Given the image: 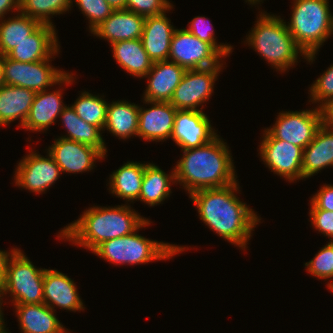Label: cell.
Instances as JSON below:
<instances>
[{
    "instance_id": "obj_2",
    "label": "cell",
    "mask_w": 333,
    "mask_h": 333,
    "mask_svg": "<svg viewBox=\"0 0 333 333\" xmlns=\"http://www.w3.org/2000/svg\"><path fill=\"white\" fill-rule=\"evenodd\" d=\"M227 143L218 135L209 143L183 151L175 168L176 183L188 194L211 188L229 186L238 180Z\"/></svg>"
},
{
    "instance_id": "obj_19",
    "label": "cell",
    "mask_w": 333,
    "mask_h": 333,
    "mask_svg": "<svg viewBox=\"0 0 333 333\" xmlns=\"http://www.w3.org/2000/svg\"><path fill=\"white\" fill-rule=\"evenodd\" d=\"M43 289L44 304L54 311L56 306L73 312L84 311L85 307L74 281L64 273L55 269H45Z\"/></svg>"
},
{
    "instance_id": "obj_6",
    "label": "cell",
    "mask_w": 333,
    "mask_h": 333,
    "mask_svg": "<svg viewBox=\"0 0 333 333\" xmlns=\"http://www.w3.org/2000/svg\"><path fill=\"white\" fill-rule=\"evenodd\" d=\"M150 225L147 220L133 233L107 240L100 244L93 253L115 264H146L155 260H167L186 250L185 246L150 240L137 234L140 228Z\"/></svg>"
},
{
    "instance_id": "obj_23",
    "label": "cell",
    "mask_w": 333,
    "mask_h": 333,
    "mask_svg": "<svg viewBox=\"0 0 333 333\" xmlns=\"http://www.w3.org/2000/svg\"><path fill=\"white\" fill-rule=\"evenodd\" d=\"M22 333H69L55 311L44 303L13 304Z\"/></svg>"
},
{
    "instance_id": "obj_49",
    "label": "cell",
    "mask_w": 333,
    "mask_h": 333,
    "mask_svg": "<svg viewBox=\"0 0 333 333\" xmlns=\"http://www.w3.org/2000/svg\"><path fill=\"white\" fill-rule=\"evenodd\" d=\"M2 333H9L6 329Z\"/></svg>"
},
{
    "instance_id": "obj_48",
    "label": "cell",
    "mask_w": 333,
    "mask_h": 333,
    "mask_svg": "<svg viewBox=\"0 0 333 333\" xmlns=\"http://www.w3.org/2000/svg\"><path fill=\"white\" fill-rule=\"evenodd\" d=\"M327 287H328V289H330V290L332 291V293H333V280L330 281V282H328Z\"/></svg>"
},
{
    "instance_id": "obj_20",
    "label": "cell",
    "mask_w": 333,
    "mask_h": 333,
    "mask_svg": "<svg viewBox=\"0 0 333 333\" xmlns=\"http://www.w3.org/2000/svg\"><path fill=\"white\" fill-rule=\"evenodd\" d=\"M145 17L128 10H114L91 34L101 37L112 45L118 41L140 39Z\"/></svg>"
},
{
    "instance_id": "obj_27",
    "label": "cell",
    "mask_w": 333,
    "mask_h": 333,
    "mask_svg": "<svg viewBox=\"0 0 333 333\" xmlns=\"http://www.w3.org/2000/svg\"><path fill=\"white\" fill-rule=\"evenodd\" d=\"M139 119V106L126 100L108 103L104 131L119 137L128 139L137 136Z\"/></svg>"
},
{
    "instance_id": "obj_30",
    "label": "cell",
    "mask_w": 333,
    "mask_h": 333,
    "mask_svg": "<svg viewBox=\"0 0 333 333\" xmlns=\"http://www.w3.org/2000/svg\"><path fill=\"white\" fill-rule=\"evenodd\" d=\"M59 116L68 133V135L61 136L62 138L90 145L98 149L104 156L107 155L105 140H103L100 128L85 122L76 114L72 106H66Z\"/></svg>"
},
{
    "instance_id": "obj_9",
    "label": "cell",
    "mask_w": 333,
    "mask_h": 333,
    "mask_svg": "<svg viewBox=\"0 0 333 333\" xmlns=\"http://www.w3.org/2000/svg\"><path fill=\"white\" fill-rule=\"evenodd\" d=\"M323 124L322 109L283 111L272 128L265 129L273 138L288 141L304 149Z\"/></svg>"
},
{
    "instance_id": "obj_4",
    "label": "cell",
    "mask_w": 333,
    "mask_h": 333,
    "mask_svg": "<svg viewBox=\"0 0 333 333\" xmlns=\"http://www.w3.org/2000/svg\"><path fill=\"white\" fill-rule=\"evenodd\" d=\"M258 16L254 28L245 39L259 56L281 72L294 66L300 54L306 59L307 55L296 44L286 22L280 16L266 12H261Z\"/></svg>"
},
{
    "instance_id": "obj_41",
    "label": "cell",
    "mask_w": 333,
    "mask_h": 333,
    "mask_svg": "<svg viewBox=\"0 0 333 333\" xmlns=\"http://www.w3.org/2000/svg\"><path fill=\"white\" fill-rule=\"evenodd\" d=\"M12 10V11H11ZM20 12V0H0V20L4 19L8 12Z\"/></svg>"
},
{
    "instance_id": "obj_29",
    "label": "cell",
    "mask_w": 333,
    "mask_h": 333,
    "mask_svg": "<svg viewBox=\"0 0 333 333\" xmlns=\"http://www.w3.org/2000/svg\"><path fill=\"white\" fill-rule=\"evenodd\" d=\"M171 182L176 183L175 169L170 174H166L157 165L146 163L138 201L148 206L161 204L172 193Z\"/></svg>"
},
{
    "instance_id": "obj_18",
    "label": "cell",
    "mask_w": 333,
    "mask_h": 333,
    "mask_svg": "<svg viewBox=\"0 0 333 333\" xmlns=\"http://www.w3.org/2000/svg\"><path fill=\"white\" fill-rule=\"evenodd\" d=\"M185 71L184 67L169 60L154 62L150 71L144 76L148 78V85L143 100L170 102Z\"/></svg>"
},
{
    "instance_id": "obj_36",
    "label": "cell",
    "mask_w": 333,
    "mask_h": 333,
    "mask_svg": "<svg viewBox=\"0 0 333 333\" xmlns=\"http://www.w3.org/2000/svg\"><path fill=\"white\" fill-rule=\"evenodd\" d=\"M309 92L311 97L309 102L315 104L318 102L319 106L316 107L320 109L333 100V64L314 81Z\"/></svg>"
},
{
    "instance_id": "obj_13",
    "label": "cell",
    "mask_w": 333,
    "mask_h": 333,
    "mask_svg": "<svg viewBox=\"0 0 333 333\" xmlns=\"http://www.w3.org/2000/svg\"><path fill=\"white\" fill-rule=\"evenodd\" d=\"M47 154L45 158L36 151H29L15 168V185L38 194L45 193L62 174L52 156Z\"/></svg>"
},
{
    "instance_id": "obj_42",
    "label": "cell",
    "mask_w": 333,
    "mask_h": 333,
    "mask_svg": "<svg viewBox=\"0 0 333 333\" xmlns=\"http://www.w3.org/2000/svg\"><path fill=\"white\" fill-rule=\"evenodd\" d=\"M17 248L11 249V252L0 250V282L4 283L6 277V265L9 257Z\"/></svg>"
},
{
    "instance_id": "obj_43",
    "label": "cell",
    "mask_w": 333,
    "mask_h": 333,
    "mask_svg": "<svg viewBox=\"0 0 333 333\" xmlns=\"http://www.w3.org/2000/svg\"><path fill=\"white\" fill-rule=\"evenodd\" d=\"M323 123L333 130V100L327 103L323 108Z\"/></svg>"
},
{
    "instance_id": "obj_8",
    "label": "cell",
    "mask_w": 333,
    "mask_h": 333,
    "mask_svg": "<svg viewBox=\"0 0 333 333\" xmlns=\"http://www.w3.org/2000/svg\"><path fill=\"white\" fill-rule=\"evenodd\" d=\"M51 58L37 62H18L2 56L4 85L23 87L38 93L55 84H71L73 73L63 72L50 65Z\"/></svg>"
},
{
    "instance_id": "obj_15",
    "label": "cell",
    "mask_w": 333,
    "mask_h": 333,
    "mask_svg": "<svg viewBox=\"0 0 333 333\" xmlns=\"http://www.w3.org/2000/svg\"><path fill=\"white\" fill-rule=\"evenodd\" d=\"M47 152L64 173L75 174L91 171L96 160L105 159V156L98 149L62 137L55 139Z\"/></svg>"
},
{
    "instance_id": "obj_12",
    "label": "cell",
    "mask_w": 333,
    "mask_h": 333,
    "mask_svg": "<svg viewBox=\"0 0 333 333\" xmlns=\"http://www.w3.org/2000/svg\"><path fill=\"white\" fill-rule=\"evenodd\" d=\"M262 138L260 158L271 172L290 183L301 180L303 149L288 141L273 138L266 130Z\"/></svg>"
},
{
    "instance_id": "obj_40",
    "label": "cell",
    "mask_w": 333,
    "mask_h": 333,
    "mask_svg": "<svg viewBox=\"0 0 333 333\" xmlns=\"http://www.w3.org/2000/svg\"><path fill=\"white\" fill-rule=\"evenodd\" d=\"M310 209H323L333 211V185H325L313 195Z\"/></svg>"
},
{
    "instance_id": "obj_45",
    "label": "cell",
    "mask_w": 333,
    "mask_h": 333,
    "mask_svg": "<svg viewBox=\"0 0 333 333\" xmlns=\"http://www.w3.org/2000/svg\"><path fill=\"white\" fill-rule=\"evenodd\" d=\"M106 2L114 9V10H123L125 9L126 0H106Z\"/></svg>"
},
{
    "instance_id": "obj_16",
    "label": "cell",
    "mask_w": 333,
    "mask_h": 333,
    "mask_svg": "<svg viewBox=\"0 0 333 333\" xmlns=\"http://www.w3.org/2000/svg\"><path fill=\"white\" fill-rule=\"evenodd\" d=\"M143 103L151 104V107L145 109L139 106L137 136L149 142L172 138L177 109L170 102L144 100Z\"/></svg>"
},
{
    "instance_id": "obj_5",
    "label": "cell",
    "mask_w": 333,
    "mask_h": 333,
    "mask_svg": "<svg viewBox=\"0 0 333 333\" xmlns=\"http://www.w3.org/2000/svg\"><path fill=\"white\" fill-rule=\"evenodd\" d=\"M293 10L287 28L296 44L315 61L318 49L333 34V14L329 0H293Z\"/></svg>"
},
{
    "instance_id": "obj_3",
    "label": "cell",
    "mask_w": 333,
    "mask_h": 333,
    "mask_svg": "<svg viewBox=\"0 0 333 333\" xmlns=\"http://www.w3.org/2000/svg\"><path fill=\"white\" fill-rule=\"evenodd\" d=\"M131 208L126 204L90 207L75 222L64 227L58 237L93 252L107 240L135 232L147 220Z\"/></svg>"
},
{
    "instance_id": "obj_47",
    "label": "cell",
    "mask_w": 333,
    "mask_h": 333,
    "mask_svg": "<svg viewBox=\"0 0 333 333\" xmlns=\"http://www.w3.org/2000/svg\"><path fill=\"white\" fill-rule=\"evenodd\" d=\"M246 2H248L250 5H256V4H260V2H263L262 0H246Z\"/></svg>"
},
{
    "instance_id": "obj_46",
    "label": "cell",
    "mask_w": 333,
    "mask_h": 333,
    "mask_svg": "<svg viewBox=\"0 0 333 333\" xmlns=\"http://www.w3.org/2000/svg\"><path fill=\"white\" fill-rule=\"evenodd\" d=\"M4 85L3 72H2V56H0V87Z\"/></svg>"
},
{
    "instance_id": "obj_38",
    "label": "cell",
    "mask_w": 333,
    "mask_h": 333,
    "mask_svg": "<svg viewBox=\"0 0 333 333\" xmlns=\"http://www.w3.org/2000/svg\"><path fill=\"white\" fill-rule=\"evenodd\" d=\"M173 9L169 0H126L125 10L143 17L160 15Z\"/></svg>"
},
{
    "instance_id": "obj_24",
    "label": "cell",
    "mask_w": 333,
    "mask_h": 333,
    "mask_svg": "<svg viewBox=\"0 0 333 333\" xmlns=\"http://www.w3.org/2000/svg\"><path fill=\"white\" fill-rule=\"evenodd\" d=\"M329 166L333 167V130L323 123L303 149L302 180Z\"/></svg>"
},
{
    "instance_id": "obj_31",
    "label": "cell",
    "mask_w": 333,
    "mask_h": 333,
    "mask_svg": "<svg viewBox=\"0 0 333 333\" xmlns=\"http://www.w3.org/2000/svg\"><path fill=\"white\" fill-rule=\"evenodd\" d=\"M17 14L0 21V56H6L42 25L40 21L28 15L21 12Z\"/></svg>"
},
{
    "instance_id": "obj_26",
    "label": "cell",
    "mask_w": 333,
    "mask_h": 333,
    "mask_svg": "<svg viewBox=\"0 0 333 333\" xmlns=\"http://www.w3.org/2000/svg\"><path fill=\"white\" fill-rule=\"evenodd\" d=\"M111 47L114 59L130 76L144 78L152 68L154 62L143 48L141 39L118 41Z\"/></svg>"
},
{
    "instance_id": "obj_32",
    "label": "cell",
    "mask_w": 333,
    "mask_h": 333,
    "mask_svg": "<svg viewBox=\"0 0 333 333\" xmlns=\"http://www.w3.org/2000/svg\"><path fill=\"white\" fill-rule=\"evenodd\" d=\"M99 95L82 92L72 107L76 114L85 122L100 128L102 131L106 122L108 103Z\"/></svg>"
},
{
    "instance_id": "obj_10",
    "label": "cell",
    "mask_w": 333,
    "mask_h": 333,
    "mask_svg": "<svg viewBox=\"0 0 333 333\" xmlns=\"http://www.w3.org/2000/svg\"><path fill=\"white\" fill-rule=\"evenodd\" d=\"M223 68L217 65L209 68L186 70L180 84L176 87L170 103L177 110H203V103L209 101L214 84ZM198 107V108H197Z\"/></svg>"
},
{
    "instance_id": "obj_22",
    "label": "cell",
    "mask_w": 333,
    "mask_h": 333,
    "mask_svg": "<svg viewBox=\"0 0 333 333\" xmlns=\"http://www.w3.org/2000/svg\"><path fill=\"white\" fill-rule=\"evenodd\" d=\"M49 89L35 94L27 119L22 126L26 130L42 132L55 124V120L67 106L62 101V90L48 92Z\"/></svg>"
},
{
    "instance_id": "obj_11",
    "label": "cell",
    "mask_w": 333,
    "mask_h": 333,
    "mask_svg": "<svg viewBox=\"0 0 333 333\" xmlns=\"http://www.w3.org/2000/svg\"><path fill=\"white\" fill-rule=\"evenodd\" d=\"M222 55L209 43L200 40L184 29H176L168 60L186 70L223 65Z\"/></svg>"
},
{
    "instance_id": "obj_39",
    "label": "cell",
    "mask_w": 333,
    "mask_h": 333,
    "mask_svg": "<svg viewBox=\"0 0 333 333\" xmlns=\"http://www.w3.org/2000/svg\"><path fill=\"white\" fill-rule=\"evenodd\" d=\"M311 225L333 241V211L323 209H310ZM331 237V238H330Z\"/></svg>"
},
{
    "instance_id": "obj_44",
    "label": "cell",
    "mask_w": 333,
    "mask_h": 333,
    "mask_svg": "<svg viewBox=\"0 0 333 333\" xmlns=\"http://www.w3.org/2000/svg\"><path fill=\"white\" fill-rule=\"evenodd\" d=\"M4 297V290H3V283L0 282V333H2L5 330V322L3 318V312H2V303H3V298Z\"/></svg>"
},
{
    "instance_id": "obj_25",
    "label": "cell",
    "mask_w": 333,
    "mask_h": 333,
    "mask_svg": "<svg viewBox=\"0 0 333 333\" xmlns=\"http://www.w3.org/2000/svg\"><path fill=\"white\" fill-rule=\"evenodd\" d=\"M35 92L23 87L2 85L0 87V126L20 119L24 125L33 103Z\"/></svg>"
},
{
    "instance_id": "obj_14",
    "label": "cell",
    "mask_w": 333,
    "mask_h": 333,
    "mask_svg": "<svg viewBox=\"0 0 333 333\" xmlns=\"http://www.w3.org/2000/svg\"><path fill=\"white\" fill-rule=\"evenodd\" d=\"M210 123L202 110H177L172 139L181 150L203 146L218 135Z\"/></svg>"
},
{
    "instance_id": "obj_28",
    "label": "cell",
    "mask_w": 333,
    "mask_h": 333,
    "mask_svg": "<svg viewBox=\"0 0 333 333\" xmlns=\"http://www.w3.org/2000/svg\"><path fill=\"white\" fill-rule=\"evenodd\" d=\"M145 163L130 162L124 163L114 171L109 178V191L118 198L128 200L127 202L139 199Z\"/></svg>"
},
{
    "instance_id": "obj_21",
    "label": "cell",
    "mask_w": 333,
    "mask_h": 333,
    "mask_svg": "<svg viewBox=\"0 0 333 333\" xmlns=\"http://www.w3.org/2000/svg\"><path fill=\"white\" fill-rule=\"evenodd\" d=\"M166 17V12L145 17L141 41L153 62L168 60L175 28Z\"/></svg>"
},
{
    "instance_id": "obj_33",
    "label": "cell",
    "mask_w": 333,
    "mask_h": 333,
    "mask_svg": "<svg viewBox=\"0 0 333 333\" xmlns=\"http://www.w3.org/2000/svg\"><path fill=\"white\" fill-rule=\"evenodd\" d=\"M73 2L72 0H20V12L42 24L53 25L50 16L69 12Z\"/></svg>"
},
{
    "instance_id": "obj_34",
    "label": "cell",
    "mask_w": 333,
    "mask_h": 333,
    "mask_svg": "<svg viewBox=\"0 0 333 333\" xmlns=\"http://www.w3.org/2000/svg\"><path fill=\"white\" fill-rule=\"evenodd\" d=\"M206 19V20H205ZM210 22L208 18L202 16H196L189 22V26L186 29L188 32L196 36L202 41L211 44L223 58L229 56L233 47L231 45L216 42L213 26H209Z\"/></svg>"
},
{
    "instance_id": "obj_17",
    "label": "cell",
    "mask_w": 333,
    "mask_h": 333,
    "mask_svg": "<svg viewBox=\"0 0 333 333\" xmlns=\"http://www.w3.org/2000/svg\"><path fill=\"white\" fill-rule=\"evenodd\" d=\"M56 35L55 25L42 24L6 56L18 62H37L54 57L60 49Z\"/></svg>"
},
{
    "instance_id": "obj_37",
    "label": "cell",
    "mask_w": 333,
    "mask_h": 333,
    "mask_svg": "<svg viewBox=\"0 0 333 333\" xmlns=\"http://www.w3.org/2000/svg\"><path fill=\"white\" fill-rule=\"evenodd\" d=\"M76 5L82 11V14L89 20L90 32L103 22L114 9L106 0H74Z\"/></svg>"
},
{
    "instance_id": "obj_1",
    "label": "cell",
    "mask_w": 333,
    "mask_h": 333,
    "mask_svg": "<svg viewBox=\"0 0 333 333\" xmlns=\"http://www.w3.org/2000/svg\"><path fill=\"white\" fill-rule=\"evenodd\" d=\"M239 188L237 181L226 187L195 191L189 198L210 230L245 250L261 218L236 196Z\"/></svg>"
},
{
    "instance_id": "obj_7",
    "label": "cell",
    "mask_w": 333,
    "mask_h": 333,
    "mask_svg": "<svg viewBox=\"0 0 333 333\" xmlns=\"http://www.w3.org/2000/svg\"><path fill=\"white\" fill-rule=\"evenodd\" d=\"M44 272L45 268H36L17 248L7 261L4 296L10 294L12 304L44 303Z\"/></svg>"
},
{
    "instance_id": "obj_35",
    "label": "cell",
    "mask_w": 333,
    "mask_h": 333,
    "mask_svg": "<svg viewBox=\"0 0 333 333\" xmlns=\"http://www.w3.org/2000/svg\"><path fill=\"white\" fill-rule=\"evenodd\" d=\"M308 273L318 279L333 278V241L328 242L315 254V257L305 263Z\"/></svg>"
}]
</instances>
